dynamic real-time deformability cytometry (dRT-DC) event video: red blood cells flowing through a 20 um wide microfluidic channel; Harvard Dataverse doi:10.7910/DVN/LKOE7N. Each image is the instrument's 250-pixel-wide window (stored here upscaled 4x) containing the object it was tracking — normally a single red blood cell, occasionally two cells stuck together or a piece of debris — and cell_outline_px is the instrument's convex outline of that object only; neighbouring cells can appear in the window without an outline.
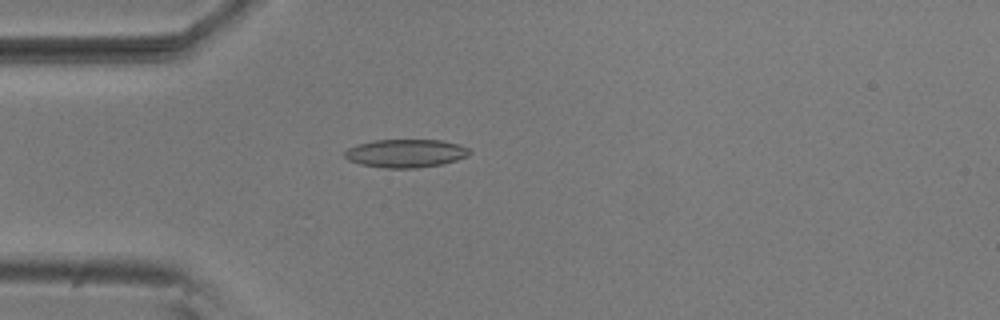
{"species": "common noctule bat (a hibernating species)", "species_latin": "Nyctalus noctula", "temperature_condition": "room temperature", "stored_images_in_passage": 54, "camera_frame_rate_fps": 3000, "um_per_image_px": 0.085, "animal": {"sex": "male", "body_mass_g": 20.5, "forearm_length_mm": 52.5}, "frame": {"image": 1, "passage_image": 15, "time_ms": 4.667, "image_size_px": [1000, 320], "cell_outline_px": [[472, 152], [468, 156], [444, 164], [416, 168], [384, 168], [360, 164], [348, 160], [344, 156], [344, 152], [348, 148], [356, 144], [372, 140], [440, 140], [460, 144], [468, 148]], "centroid_in_image_um": [34.49, 13.03], "position_along_channel_um": 50.5, "area_um2": 20.75}}
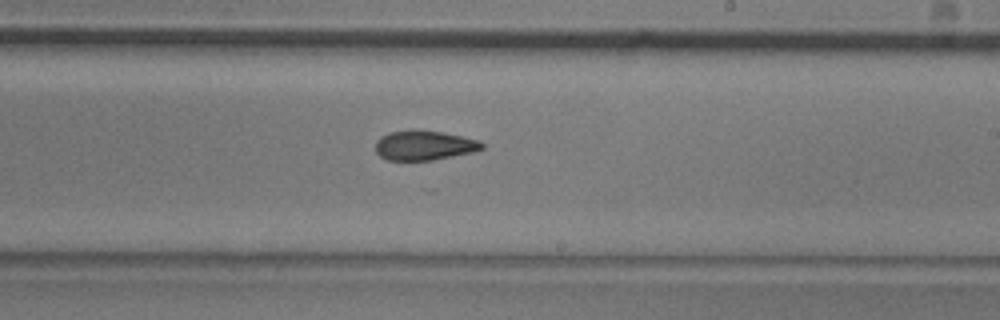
{"frame": {"image": 2, "passage_image": 32, "time_ms": 10.333, "image_size_px": [1000, 320], "cell_outline_px": [[484, 148], [472, 152], [432, 160], [388, 160], [380, 156], [376, 152], [376, 140], [380, 136], [388, 132], [444, 132], [480, 140], [484, 144]], "centroid_in_image_um": [36.07, 12.38], "position_along_channel_um": 252.9, "area_um2": 17.92}}
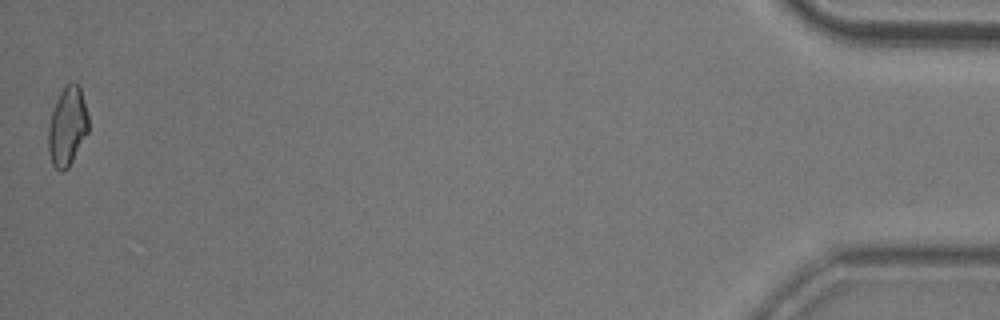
{"frame": {"image": 3, "passage_image": 54, "time_ms": 17.667, "image_size_px": [1000, 320], "cell_outline_px": [[88, 132], [68, 168], [64, 172], [60, 172], [52, 164], [48, 152], [48, 124], [56, 100], [60, 92], [72, 80], [80, 88], [88, 116]], "centroid_in_image_um": [5.71, 10.78], "position_along_channel_um": 429.5, "area_um2": 18.38}, "authors_computed_cell_mechanics": {"area_um2": 19.1318, "velocity_mm_per_s": 3.7221, "shape_relaxation_time_tau1_ms": 7.6536, "shape_relaxation_time_tau2_ms": 3.7536, "deformation_change_tau1": 0.1968, "deformation_change_tau2": 0.1158}}